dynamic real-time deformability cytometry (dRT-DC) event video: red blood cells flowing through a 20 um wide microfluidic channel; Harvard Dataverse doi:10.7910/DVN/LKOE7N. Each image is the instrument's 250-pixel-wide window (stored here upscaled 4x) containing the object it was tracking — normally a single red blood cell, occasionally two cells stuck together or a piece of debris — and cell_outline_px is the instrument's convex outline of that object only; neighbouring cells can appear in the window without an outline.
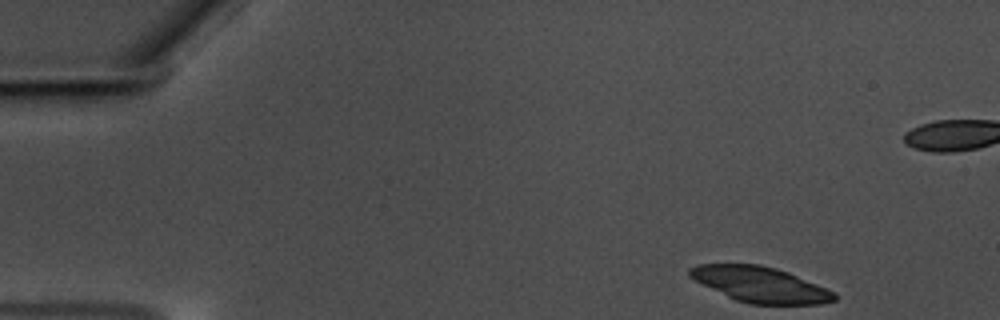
{"species": "common noctule bat (a hibernating species)", "species_latin": "Nyctalus noctula", "temperature_condition": "warm", "stored_images_in_passage": 53, "camera_frame_rate_fps": 3000, "um_per_image_px": 0.085, "animal": {"sex": "male", "body_mass_g": 17.5, "forearm_length_mm": 52.3}, "frame": {"image": 1, "passage_image": 1, "time_ms": 0.0, "image_size_px": [1000, 320], "cell_outline_px": [[836, 300], [820, 304], [748, 304], [736, 300], [688, 276], [688, 268], [700, 264], [760, 264], [776, 268], [788, 272], [836, 292]], "centroid_in_image_um": [64.65, 24.18], "position_along_channel_um": 20.3, "area_um2": 29.65}}